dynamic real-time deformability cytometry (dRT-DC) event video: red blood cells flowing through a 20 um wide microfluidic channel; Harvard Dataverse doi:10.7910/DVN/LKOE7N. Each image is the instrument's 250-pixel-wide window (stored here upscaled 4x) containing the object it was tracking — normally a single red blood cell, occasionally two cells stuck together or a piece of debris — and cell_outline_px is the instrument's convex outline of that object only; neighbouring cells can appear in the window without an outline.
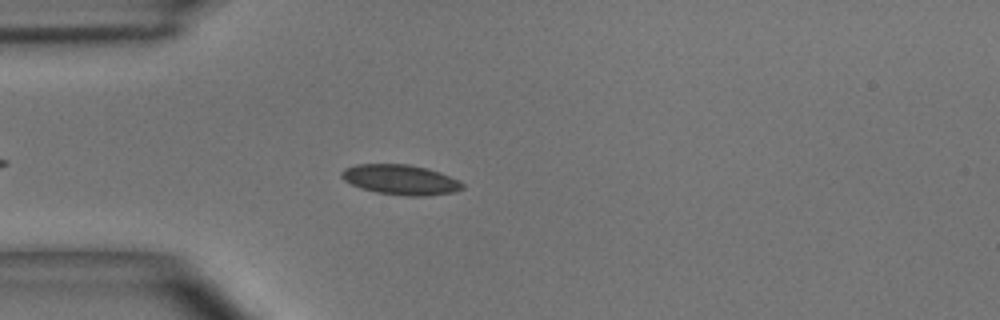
{"species": "common noctule bat (a hibernating species)", "species_latin": "Nyctalus noctula", "temperature_condition": "room temperature", "stored_images_in_passage": 44, "camera_frame_rate_fps": 3000, "um_per_image_px": 0.085, "animal": {"sex": "male", "body_mass_g": 15.6}, "frame": {"image": 1, "passage_image": 7, "time_ms": 2.0, "image_size_px": [1000, 320], "cell_outline_px": [[464, 188], [456, 192], [428, 196], [404, 196], [376, 192], [360, 188], [344, 180], [340, 176], [340, 172], [344, 168], [356, 164], [408, 164], [428, 168], [440, 172], [460, 180], [464, 184]], "centroid_in_image_um": [34.07, 15.28], "position_along_channel_um": 50.9, "area_um2": 21.5}}
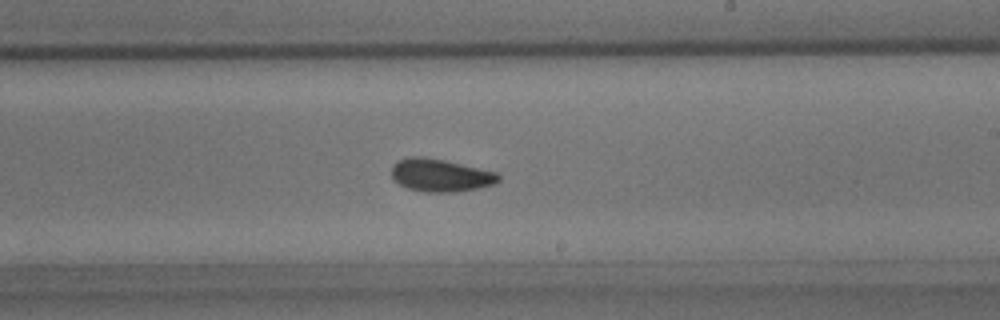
{"frame": {"image": 2, "passage_image": 23, "time_ms": 7.333, "image_size_px": [1000, 320], "cell_outline_px": [[500, 180], [496, 184], [456, 192], [424, 192], [408, 188], [400, 184], [392, 176], [392, 164], [400, 160], [412, 156], [420, 156], [444, 160], [496, 172], [500, 176]], "centroid_in_image_um": [37.45, 14.9], "position_along_channel_um": 251.5, "area_um2": 20.23}}
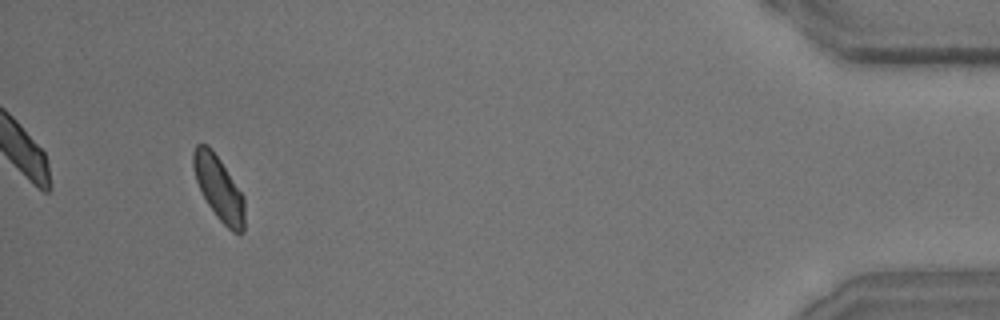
{"frame": {"image": 3, "passage_image": 41, "time_ms": 13.333, "image_size_px": [1000, 320], "cell_outline_px": [[244, 232], [240, 236], [232, 232], [216, 216], [208, 204], [196, 180], [192, 164], [192, 152], [196, 144], [208, 144], [212, 148], [244, 196]], "centroid_in_image_um": [18.6, 16.0], "position_along_channel_um": 416.6, "area_um2": 19.19}, "authors_computed_cell_mechanics": {"area_um2": 20.0566, "velocity_mm_per_s": 3.922, "shape_relaxation_time_tau1_ms": 2.4789, "shape_relaxation_time_tau2_ms": 2.0558, "deformation_change_tau1": 0.0714, "deformation_change_tau2": 0.0507}}